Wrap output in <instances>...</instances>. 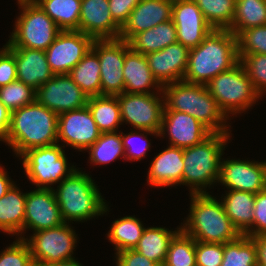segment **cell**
<instances>
[{"label": "cell", "mask_w": 266, "mask_h": 266, "mask_svg": "<svg viewBox=\"0 0 266 266\" xmlns=\"http://www.w3.org/2000/svg\"><path fill=\"white\" fill-rule=\"evenodd\" d=\"M239 62L236 36L230 30L213 29L201 44L189 50L183 81L207 85Z\"/></svg>", "instance_id": "6da1fadb"}, {"label": "cell", "mask_w": 266, "mask_h": 266, "mask_svg": "<svg viewBox=\"0 0 266 266\" xmlns=\"http://www.w3.org/2000/svg\"><path fill=\"white\" fill-rule=\"evenodd\" d=\"M57 127L58 114L35 100L11 112L4 142L20 157L29 149L58 143Z\"/></svg>", "instance_id": "7a4b0ae2"}, {"label": "cell", "mask_w": 266, "mask_h": 266, "mask_svg": "<svg viewBox=\"0 0 266 266\" xmlns=\"http://www.w3.org/2000/svg\"><path fill=\"white\" fill-rule=\"evenodd\" d=\"M190 212L181 230L195 241L225 244L242 235L226 214L222 202L206 193H191Z\"/></svg>", "instance_id": "3957f363"}, {"label": "cell", "mask_w": 266, "mask_h": 266, "mask_svg": "<svg viewBox=\"0 0 266 266\" xmlns=\"http://www.w3.org/2000/svg\"><path fill=\"white\" fill-rule=\"evenodd\" d=\"M95 183L89 174L78 168L58 183L56 189L53 188L65 223L85 222L109 212L106 200Z\"/></svg>", "instance_id": "277c9868"}, {"label": "cell", "mask_w": 266, "mask_h": 266, "mask_svg": "<svg viewBox=\"0 0 266 266\" xmlns=\"http://www.w3.org/2000/svg\"><path fill=\"white\" fill-rule=\"evenodd\" d=\"M162 91L164 110L189 114L212 133H231V125L226 124L229 118L220 109L206 85L178 81L164 85Z\"/></svg>", "instance_id": "5b68a950"}, {"label": "cell", "mask_w": 266, "mask_h": 266, "mask_svg": "<svg viewBox=\"0 0 266 266\" xmlns=\"http://www.w3.org/2000/svg\"><path fill=\"white\" fill-rule=\"evenodd\" d=\"M230 133H211L202 142L183 149L184 171L182 185L189 194L206 193L218 182L221 159L230 140Z\"/></svg>", "instance_id": "8992f818"}, {"label": "cell", "mask_w": 266, "mask_h": 266, "mask_svg": "<svg viewBox=\"0 0 266 266\" xmlns=\"http://www.w3.org/2000/svg\"><path fill=\"white\" fill-rule=\"evenodd\" d=\"M19 16L6 47L45 51L62 31L34 0H17Z\"/></svg>", "instance_id": "52a82bcc"}, {"label": "cell", "mask_w": 266, "mask_h": 266, "mask_svg": "<svg viewBox=\"0 0 266 266\" xmlns=\"http://www.w3.org/2000/svg\"><path fill=\"white\" fill-rule=\"evenodd\" d=\"M206 86L228 118L231 114L246 112L262 98L240 62L232 69L218 74Z\"/></svg>", "instance_id": "ba28073f"}, {"label": "cell", "mask_w": 266, "mask_h": 266, "mask_svg": "<svg viewBox=\"0 0 266 266\" xmlns=\"http://www.w3.org/2000/svg\"><path fill=\"white\" fill-rule=\"evenodd\" d=\"M19 159L22 160L28 180L36 188L53 189L52 185L60 183L77 169L74 164H68L60 143L29 149Z\"/></svg>", "instance_id": "9c48e42d"}, {"label": "cell", "mask_w": 266, "mask_h": 266, "mask_svg": "<svg viewBox=\"0 0 266 266\" xmlns=\"http://www.w3.org/2000/svg\"><path fill=\"white\" fill-rule=\"evenodd\" d=\"M77 234L69 223L36 231L24 238L27 242L35 266H44L75 258L73 251L77 246Z\"/></svg>", "instance_id": "30bf717a"}, {"label": "cell", "mask_w": 266, "mask_h": 266, "mask_svg": "<svg viewBox=\"0 0 266 266\" xmlns=\"http://www.w3.org/2000/svg\"><path fill=\"white\" fill-rule=\"evenodd\" d=\"M116 96L122 124H130L138 130L160 132L165 108L163 91L148 94L123 92Z\"/></svg>", "instance_id": "8fae6325"}, {"label": "cell", "mask_w": 266, "mask_h": 266, "mask_svg": "<svg viewBox=\"0 0 266 266\" xmlns=\"http://www.w3.org/2000/svg\"><path fill=\"white\" fill-rule=\"evenodd\" d=\"M129 43L121 38L95 39L92 50L100 63L101 95L116 96L124 92L123 67Z\"/></svg>", "instance_id": "7c38bea8"}, {"label": "cell", "mask_w": 266, "mask_h": 266, "mask_svg": "<svg viewBox=\"0 0 266 266\" xmlns=\"http://www.w3.org/2000/svg\"><path fill=\"white\" fill-rule=\"evenodd\" d=\"M94 39L78 30H62L45 50L47 62L55 75L69 74L92 48Z\"/></svg>", "instance_id": "4fadbf2b"}, {"label": "cell", "mask_w": 266, "mask_h": 266, "mask_svg": "<svg viewBox=\"0 0 266 266\" xmlns=\"http://www.w3.org/2000/svg\"><path fill=\"white\" fill-rule=\"evenodd\" d=\"M57 133L58 143L64 142L62 147L66 143L80 152L86 151L101 135L87 105L59 114Z\"/></svg>", "instance_id": "5bb4252c"}, {"label": "cell", "mask_w": 266, "mask_h": 266, "mask_svg": "<svg viewBox=\"0 0 266 266\" xmlns=\"http://www.w3.org/2000/svg\"><path fill=\"white\" fill-rule=\"evenodd\" d=\"M36 100L59 115L85 107L88 96L68 74H59L36 90Z\"/></svg>", "instance_id": "9a60e30c"}, {"label": "cell", "mask_w": 266, "mask_h": 266, "mask_svg": "<svg viewBox=\"0 0 266 266\" xmlns=\"http://www.w3.org/2000/svg\"><path fill=\"white\" fill-rule=\"evenodd\" d=\"M221 159L217 183L227 190H238L257 194L265 189V161Z\"/></svg>", "instance_id": "2e32d148"}, {"label": "cell", "mask_w": 266, "mask_h": 266, "mask_svg": "<svg viewBox=\"0 0 266 266\" xmlns=\"http://www.w3.org/2000/svg\"><path fill=\"white\" fill-rule=\"evenodd\" d=\"M172 21L177 42L189 50L201 44L213 30L193 0H173Z\"/></svg>", "instance_id": "e0dca14e"}, {"label": "cell", "mask_w": 266, "mask_h": 266, "mask_svg": "<svg viewBox=\"0 0 266 266\" xmlns=\"http://www.w3.org/2000/svg\"><path fill=\"white\" fill-rule=\"evenodd\" d=\"M166 133L169 137V146L184 149L202 142L212 132L189 114L164 110L159 138H165Z\"/></svg>", "instance_id": "ac0fdd59"}, {"label": "cell", "mask_w": 266, "mask_h": 266, "mask_svg": "<svg viewBox=\"0 0 266 266\" xmlns=\"http://www.w3.org/2000/svg\"><path fill=\"white\" fill-rule=\"evenodd\" d=\"M63 223L53 189L36 188L26 192L24 234L27 229L34 233Z\"/></svg>", "instance_id": "d6986e66"}, {"label": "cell", "mask_w": 266, "mask_h": 266, "mask_svg": "<svg viewBox=\"0 0 266 266\" xmlns=\"http://www.w3.org/2000/svg\"><path fill=\"white\" fill-rule=\"evenodd\" d=\"M149 68L155 79L163 87L173 82L183 81L189 57V49L179 42L146 55Z\"/></svg>", "instance_id": "ffe728a7"}, {"label": "cell", "mask_w": 266, "mask_h": 266, "mask_svg": "<svg viewBox=\"0 0 266 266\" xmlns=\"http://www.w3.org/2000/svg\"><path fill=\"white\" fill-rule=\"evenodd\" d=\"M173 0H141L120 30L119 38L129 41L134 35L172 19Z\"/></svg>", "instance_id": "44dd1931"}, {"label": "cell", "mask_w": 266, "mask_h": 266, "mask_svg": "<svg viewBox=\"0 0 266 266\" xmlns=\"http://www.w3.org/2000/svg\"><path fill=\"white\" fill-rule=\"evenodd\" d=\"M121 27L113 20L108 0H82L79 31L95 39L119 38Z\"/></svg>", "instance_id": "7402d4cb"}, {"label": "cell", "mask_w": 266, "mask_h": 266, "mask_svg": "<svg viewBox=\"0 0 266 266\" xmlns=\"http://www.w3.org/2000/svg\"><path fill=\"white\" fill-rule=\"evenodd\" d=\"M15 56L17 80L37 90L55 74L47 62L45 51L23 47H7Z\"/></svg>", "instance_id": "603a6c76"}, {"label": "cell", "mask_w": 266, "mask_h": 266, "mask_svg": "<svg viewBox=\"0 0 266 266\" xmlns=\"http://www.w3.org/2000/svg\"><path fill=\"white\" fill-rule=\"evenodd\" d=\"M184 171L183 148L168 146L153 158L148 171L147 183L151 187L182 185Z\"/></svg>", "instance_id": "cb8c5ba5"}, {"label": "cell", "mask_w": 266, "mask_h": 266, "mask_svg": "<svg viewBox=\"0 0 266 266\" xmlns=\"http://www.w3.org/2000/svg\"><path fill=\"white\" fill-rule=\"evenodd\" d=\"M123 77L125 93H159L163 88L153 76L146 55L130 48L125 52Z\"/></svg>", "instance_id": "d4e9b609"}, {"label": "cell", "mask_w": 266, "mask_h": 266, "mask_svg": "<svg viewBox=\"0 0 266 266\" xmlns=\"http://www.w3.org/2000/svg\"><path fill=\"white\" fill-rule=\"evenodd\" d=\"M25 203L26 193L21 192L15 183L0 198V230L3 233L17 235L20 239L25 238Z\"/></svg>", "instance_id": "484cf974"}, {"label": "cell", "mask_w": 266, "mask_h": 266, "mask_svg": "<svg viewBox=\"0 0 266 266\" xmlns=\"http://www.w3.org/2000/svg\"><path fill=\"white\" fill-rule=\"evenodd\" d=\"M177 42V31L172 19L134 35L129 41L132 51L147 55Z\"/></svg>", "instance_id": "4316f807"}, {"label": "cell", "mask_w": 266, "mask_h": 266, "mask_svg": "<svg viewBox=\"0 0 266 266\" xmlns=\"http://www.w3.org/2000/svg\"><path fill=\"white\" fill-rule=\"evenodd\" d=\"M233 225L241 234H246L253 226L255 194L245 191L228 190L220 200Z\"/></svg>", "instance_id": "83f0119b"}, {"label": "cell", "mask_w": 266, "mask_h": 266, "mask_svg": "<svg viewBox=\"0 0 266 266\" xmlns=\"http://www.w3.org/2000/svg\"><path fill=\"white\" fill-rule=\"evenodd\" d=\"M180 230L181 226L174 231L165 227H147L144 229L142 237L134 250L163 266L169 244Z\"/></svg>", "instance_id": "f1b7e54d"}, {"label": "cell", "mask_w": 266, "mask_h": 266, "mask_svg": "<svg viewBox=\"0 0 266 266\" xmlns=\"http://www.w3.org/2000/svg\"><path fill=\"white\" fill-rule=\"evenodd\" d=\"M87 107L101 133L117 132L119 125H122L117 96L88 97Z\"/></svg>", "instance_id": "f546056e"}, {"label": "cell", "mask_w": 266, "mask_h": 266, "mask_svg": "<svg viewBox=\"0 0 266 266\" xmlns=\"http://www.w3.org/2000/svg\"><path fill=\"white\" fill-rule=\"evenodd\" d=\"M68 75L88 97L101 95L100 63L92 49Z\"/></svg>", "instance_id": "4dcf8cb0"}, {"label": "cell", "mask_w": 266, "mask_h": 266, "mask_svg": "<svg viewBox=\"0 0 266 266\" xmlns=\"http://www.w3.org/2000/svg\"><path fill=\"white\" fill-rule=\"evenodd\" d=\"M145 228L142 221L135 215L124 216L112 222L107 238L115 245V254L123 250L134 249Z\"/></svg>", "instance_id": "1f68e13d"}, {"label": "cell", "mask_w": 266, "mask_h": 266, "mask_svg": "<svg viewBox=\"0 0 266 266\" xmlns=\"http://www.w3.org/2000/svg\"><path fill=\"white\" fill-rule=\"evenodd\" d=\"M61 30H78L82 0H34Z\"/></svg>", "instance_id": "d6a6232c"}, {"label": "cell", "mask_w": 266, "mask_h": 266, "mask_svg": "<svg viewBox=\"0 0 266 266\" xmlns=\"http://www.w3.org/2000/svg\"><path fill=\"white\" fill-rule=\"evenodd\" d=\"M266 25V0H236L230 30L237 36L242 30Z\"/></svg>", "instance_id": "836d02e7"}, {"label": "cell", "mask_w": 266, "mask_h": 266, "mask_svg": "<svg viewBox=\"0 0 266 266\" xmlns=\"http://www.w3.org/2000/svg\"><path fill=\"white\" fill-rule=\"evenodd\" d=\"M89 163L105 165L119 158L125 160V152L122 144L121 133L108 132L101 133L100 137L88 149Z\"/></svg>", "instance_id": "e575fe53"}, {"label": "cell", "mask_w": 266, "mask_h": 266, "mask_svg": "<svg viewBox=\"0 0 266 266\" xmlns=\"http://www.w3.org/2000/svg\"><path fill=\"white\" fill-rule=\"evenodd\" d=\"M221 266H258L255 241L245 234L224 244Z\"/></svg>", "instance_id": "d590c367"}, {"label": "cell", "mask_w": 266, "mask_h": 266, "mask_svg": "<svg viewBox=\"0 0 266 266\" xmlns=\"http://www.w3.org/2000/svg\"><path fill=\"white\" fill-rule=\"evenodd\" d=\"M207 23L215 30H228L235 14L236 0H193Z\"/></svg>", "instance_id": "8d00e7d4"}, {"label": "cell", "mask_w": 266, "mask_h": 266, "mask_svg": "<svg viewBox=\"0 0 266 266\" xmlns=\"http://www.w3.org/2000/svg\"><path fill=\"white\" fill-rule=\"evenodd\" d=\"M196 241L180 230L169 244L163 266H196Z\"/></svg>", "instance_id": "74e56055"}, {"label": "cell", "mask_w": 266, "mask_h": 266, "mask_svg": "<svg viewBox=\"0 0 266 266\" xmlns=\"http://www.w3.org/2000/svg\"><path fill=\"white\" fill-rule=\"evenodd\" d=\"M36 100V90L19 80L0 87V102L11 112Z\"/></svg>", "instance_id": "f35d334b"}, {"label": "cell", "mask_w": 266, "mask_h": 266, "mask_svg": "<svg viewBox=\"0 0 266 266\" xmlns=\"http://www.w3.org/2000/svg\"><path fill=\"white\" fill-rule=\"evenodd\" d=\"M120 132L125 152V160L127 159L128 161L142 160L147 156V150H150L149 148L151 147V140H148L147 135L151 134L152 136L159 137V133L148 130L131 129L127 134H124L121 130ZM136 140L138 143L141 141L142 144H137Z\"/></svg>", "instance_id": "ab89813d"}, {"label": "cell", "mask_w": 266, "mask_h": 266, "mask_svg": "<svg viewBox=\"0 0 266 266\" xmlns=\"http://www.w3.org/2000/svg\"><path fill=\"white\" fill-rule=\"evenodd\" d=\"M236 38L238 55L266 54V25L242 30Z\"/></svg>", "instance_id": "60d3db41"}, {"label": "cell", "mask_w": 266, "mask_h": 266, "mask_svg": "<svg viewBox=\"0 0 266 266\" xmlns=\"http://www.w3.org/2000/svg\"><path fill=\"white\" fill-rule=\"evenodd\" d=\"M239 60L255 90L266 95V54L239 55Z\"/></svg>", "instance_id": "b9f144b4"}, {"label": "cell", "mask_w": 266, "mask_h": 266, "mask_svg": "<svg viewBox=\"0 0 266 266\" xmlns=\"http://www.w3.org/2000/svg\"><path fill=\"white\" fill-rule=\"evenodd\" d=\"M0 266H35L27 242L16 238L13 244L1 251Z\"/></svg>", "instance_id": "7bdbcfd3"}, {"label": "cell", "mask_w": 266, "mask_h": 266, "mask_svg": "<svg viewBox=\"0 0 266 266\" xmlns=\"http://www.w3.org/2000/svg\"><path fill=\"white\" fill-rule=\"evenodd\" d=\"M196 266H221L224 244L196 241Z\"/></svg>", "instance_id": "ee69618b"}, {"label": "cell", "mask_w": 266, "mask_h": 266, "mask_svg": "<svg viewBox=\"0 0 266 266\" xmlns=\"http://www.w3.org/2000/svg\"><path fill=\"white\" fill-rule=\"evenodd\" d=\"M248 237H257L266 235V190L255 194V203L253 208V226L245 234Z\"/></svg>", "instance_id": "f6af8a7d"}, {"label": "cell", "mask_w": 266, "mask_h": 266, "mask_svg": "<svg viewBox=\"0 0 266 266\" xmlns=\"http://www.w3.org/2000/svg\"><path fill=\"white\" fill-rule=\"evenodd\" d=\"M17 80L14 54L4 45L0 50V87Z\"/></svg>", "instance_id": "bcb514c9"}, {"label": "cell", "mask_w": 266, "mask_h": 266, "mask_svg": "<svg viewBox=\"0 0 266 266\" xmlns=\"http://www.w3.org/2000/svg\"><path fill=\"white\" fill-rule=\"evenodd\" d=\"M141 0H108L109 10L113 20L122 27L131 11Z\"/></svg>", "instance_id": "7dc6e473"}, {"label": "cell", "mask_w": 266, "mask_h": 266, "mask_svg": "<svg viewBox=\"0 0 266 266\" xmlns=\"http://www.w3.org/2000/svg\"><path fill=\"white\" fill-rule=\"evenodd\" d=\"M115 258L118 266H160L134 249L120 251L115 254Z\"/></svg>", "instance_id": "c3c4849f"}, {"label": "cell", "mask_w": 266, "mask_h": 266, "mask_svg": "<svg viewBox=\"0 0 266 266\" xmlns=\"http://www.w3.org/2000/svg\"><path fill=\"white\" fill-rule=\"evenodd\" d=\"M11 111L0 102V141L5 140L10 128Z\"/></svg>", "instance_id": "681fc988"}, {"label": "cell", "mask_w": 266, "mask_h": 266, "mask_svg": "<svg viewBox=\"0 0 266 266\" xmlns=\"http://www.w3.org/2000/svg\"><path fill=\"white\" fill-rule=\"evenodd\" d=\"M257 246L258 265L266 266V235L252 238Z\"/></svg>", "instance_id": "f907efd6"}, {"label": "cell", "mask_w": 266, "mask_h": 266, "mask_svg": "<svg viewBox=\"0 0 266 266\" xmlns=\"http://www.w3.org/2000/svg\"><path fill=\"white\" fill-rule=\"evenodd\" d=\"M5 167L0 164V198L3 197L10 187L15 183L9 177Z\"/></svg>", "instance_id": "816d5d0a"}, {"label": "cell", "mask_w": 266, "mask_h": 266, "mask_svg": "<svg viewBox=\"0 0 266 266\" xmlns=\"http://www.w3.org/2000/svg\"><path fill=\"white\" fill-rule=\"evenodd\" d=\"M44 266H83L81 263H79L75 258L63 260L60 262L51 263Z\"/></svg>", "instance_id": "f5cc1de1"}]
</instances>
